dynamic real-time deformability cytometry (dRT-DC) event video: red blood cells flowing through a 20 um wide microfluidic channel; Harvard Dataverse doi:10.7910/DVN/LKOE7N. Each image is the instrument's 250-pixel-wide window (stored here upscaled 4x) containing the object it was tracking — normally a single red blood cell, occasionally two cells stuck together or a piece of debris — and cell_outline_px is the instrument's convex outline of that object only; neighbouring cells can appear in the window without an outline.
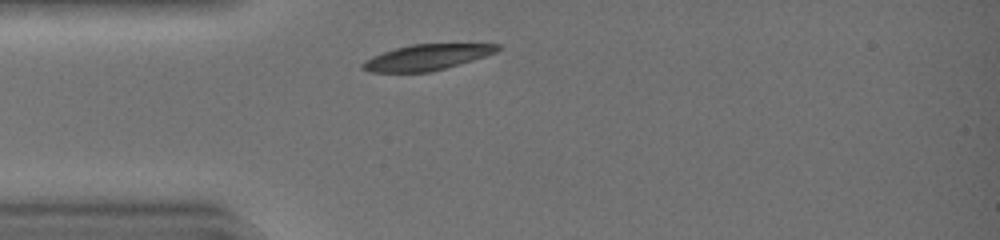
{"species": "common noctule bat (a hibernating species)", "species_latin": "Nyctalus noctula", "temperature_condition": "warm", "stored_images_in_passage": 30, "camera_frame_rate_fps": 3000, "um_per_image_px": 0.085, "animal": {"sex": "female", "body_mass_g": 19.0, "forearm_length_mm": 51.5}, "frame": {"image": 1, "passage_image": 3, "time_ms": 0.667, "image_size_px": [1000, 240], "cell_outline_px": [[500, 48], [496, 52], [460, 64], [432, 72], [368, 72], [360, 68], [360, 64], [364, 60], [372, 56], [396, 48], [412, 44], [500, 44]], "centroid_in_image_um": [36.22, 4.88], "position_along_channel_um": 48.8, "area_um2": 20.17}}
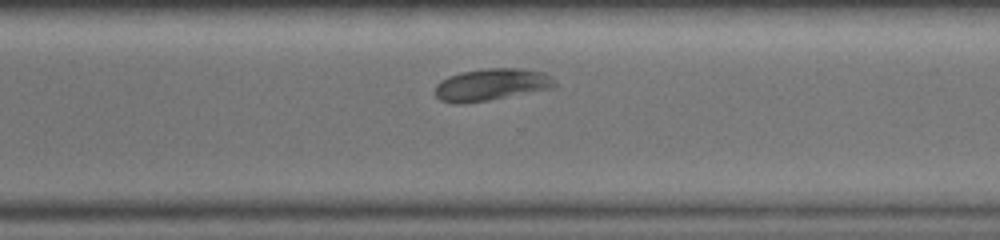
{"frame": {"image": 2, "passage_image": 23, "time_ms": 7.333, "image_size_px": [1000, 240], "cell_outline_px": [[556, 88], [488, 100], [464, 104], [452, 104], [440, 100], [436, 96], [436, 84], [440, 80], [448, 76], [460, 72], [488, 68], [520, 68], [544, 72], [552, 76], [556, 84]], "centroid_in_image_um": [41.78, 7.19], "position_along_channel_um": 328.8, "area_um2": 22.66}}
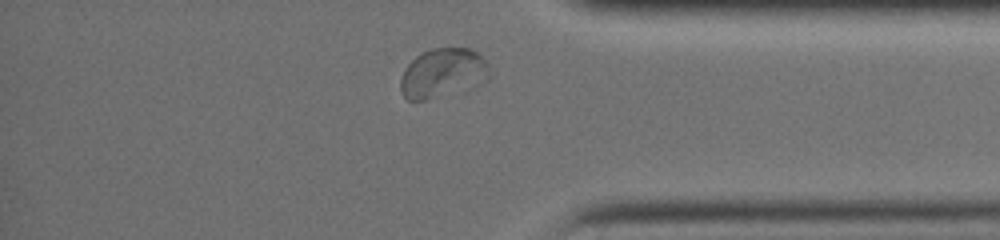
{"frame": {"image": 3, "passage_image": 28, "time_ms": 9.0, "image_size_px": [1000, 240], "cell_outline_px": [[492, 76], [488, 80], [472, 88], [424, 100], [408, 100], [404, 96], [400, 88], [400, 80], [404, 68], [420, 52], [432, 48], [472, 48], [484, 60], [492, 72]], "centroid_in_image_um": [37.66, 6.21], "position_along_channel_um": 397.5, "area_um2": 25.84}, "authors_computed_cell_mechanics": {"area_um2": 21.675, "velocity_mm_per_s": 4.3362, "shape_relaxation_time_tau1_ms": 1.8068, "shape_relaxation_time_tau2_ms": 3.07, "deformation_change_tau1": 0.11, "deformation_change_tau2": 0.0556}}